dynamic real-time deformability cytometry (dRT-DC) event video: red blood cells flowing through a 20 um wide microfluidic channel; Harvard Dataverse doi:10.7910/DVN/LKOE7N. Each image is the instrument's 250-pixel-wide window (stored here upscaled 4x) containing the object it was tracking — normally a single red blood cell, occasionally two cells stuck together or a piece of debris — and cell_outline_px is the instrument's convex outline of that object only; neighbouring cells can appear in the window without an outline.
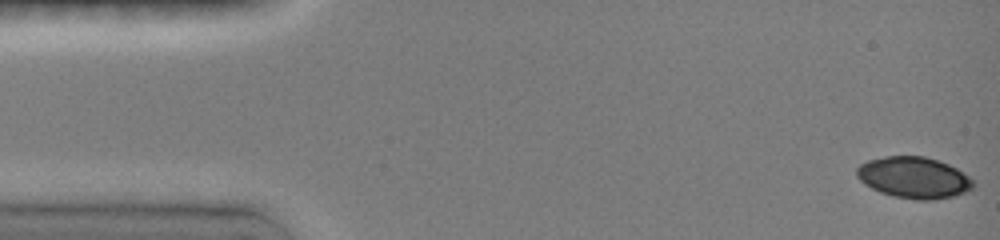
{"species": "common noctule bat (a hibernating species)", "species_latin": "Nyctalus noctula", "temperature_condition": "room temperature", "stored_images_in_passage": 48, "camera_frame_rate_fps": 3000, "um_per_image_px": 0.085, "animal": {"sex": "female", "body_mass_g": 19.0, "forearm_length_mm": 51.5}, "frame": {"image": 1, "passage_image": 1, "time_ms": 0.0, "image_size_px": [1000, 240], "cell_outline_px": [[972, 188], [964, 192], [952, 196], [936, 200], [916, 200], [892, 196], [880, 192], [864, 184], [856, 176], [856, 168], [860, 164], [868, 160], [884, 156], [924, 156], [948, 164], [956, 168], [968, 176], [972, 180]], "centroid_in_image_um": [77.63, 15.1], "position_along_channel_um": 7.4, "area_um2": 27.98}}
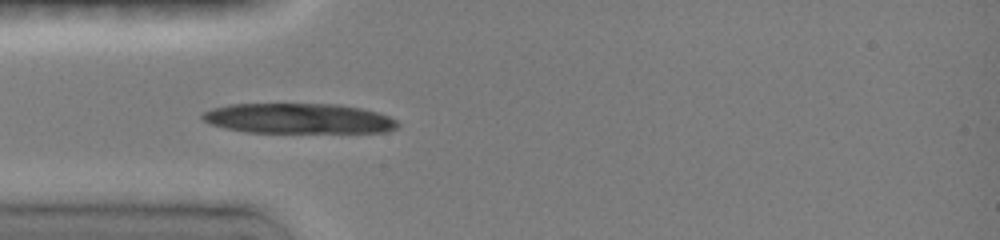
{"frame": {"image": 2, "passage_image": 14, "time_ms": 4.333, "image_size_px": [1000, 240], "cell_outline_px": [[400, 128], [388, 132], [244, 132], [224, 128], [208, 124], [200, 116], [200, 112], [212, 108], [228, 104], [340, 104], [360, 108], [376, 112], [388, 116], [396, 120], [400, 124]], "centroid_in_image_um": [25.35, 10.07], "position_along_channel_um": 59.7, "area_um2": 34.68}}
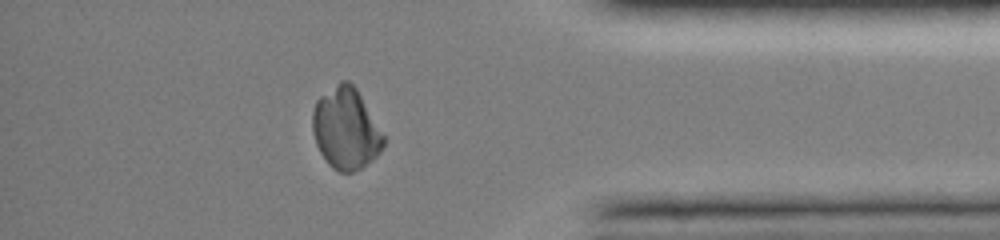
{"frame": {"image": 3, "passage_image": 41, "time_ms": 13.333, "image_size_px": [1000, 240], "cell_outline_px": [[384, 144], [380, 152], [372, 160], [360, 168], [352, 172], [340, 172], [332, 168], [328, 164], [320, 152], [316, 144], [312, 132], [312, 112], [316, 100], [320, 96], [340, 80], [348, 80], [356, 88], [384, 136]], "centroid_in_image_um": [29.36, 10.93], "position_along_channel_um": 405.8, "area_um2": 33.52}}